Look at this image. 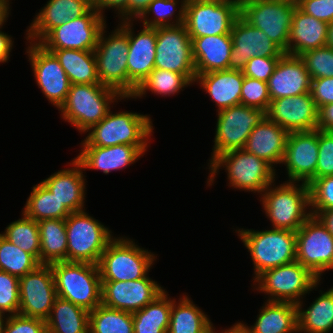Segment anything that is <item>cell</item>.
Instances as JSON below:
<instances>
[{
	"mask_svg": "<svg viewBox=\"0 0 333 333\" xmlns=\"http://www.w3.org/2000/svg\"><path fill=\"white\" fill-rule=\"evenodd\" d=\"M3 333H47L46 321L21 314L9 315Z\"/></svg>",
	"mask_w": 333,
	"mask_h": 333,
	"instance_id": "50",
	"label": "cell"
},
{
	"mask_svg": "<svg viewBox=\"0 0 333 333\" xmlns=\"http://www.w3.org/2000/svg\"><path fill=\"white\" fill-rule=\"evenodd\" d=\"M5 22L0 26V64H5L8 62L10 58V53L13 49L14 39L8 33L2 31L3 25L5 26Z\"/></svg>",
	"mask_w": 333,
	"mask_h": 333,
	"instance_id": "56",
	"label": "cell"
},
{
	"mask_svg": "<svg viewBox=\"0 0 333 333\" xmlns=\"http://www.w3.org/2000/svg\"><path fill=\"white\" fill-rule=\"evenodd\" d=\"M238 238L250 253L253 280L269 269L296 261V232L285 229L255 230L239 227Z\"/></svg>",
	"mask_w": 333,
	"mask_h": 333,
	"instance_id": "5",
	"label": "cell"
},
{
	"mask_svg": "<svg viewBox=\"0 0 333 333\" xmlns=\"http://www.w3.org/2000/svg\"><path fill=\"white\" fill-rule=\"evenodd\" d=\"M155 68L196 79L192 40L184 24L156 28Z\"/></svg>",
	"mask_w": 333,
	"mask_h": 333,
	"instance_id": "15",
	"label": "cell"
},
{
	"mask_svg": "<svg viewBox=\"0 0 333 333\" xmlns=\"http://www.w3.org/2000/svg\"><path fill=\"white\" fill-rule=\"evenodd\" d=\"M129 0H101V15L105 16V10L113 9L117 15L128 5Z\"/></svg>",
	"mask_w": 333,
	"mask_h": 333,
	"instance_id": "57",
	"label": "cell"
},
{
	"mask_svg": "<svg viewBox=\"0 0 333 333\" xmlns=\"http://www.w3.org/2000/svg\"><path fill=\"white\" fill-rule=\"evenodd\" d=\"M319 296L309 307L303 300L297 304L298 333H329L333 330V286L319 289Z\"/></svg>",
	"mask_w": 333,
	"mask_h": 333,
	"instance_id": "34",
	"label": "cell"
},
{
	"mask_svg": "<svg viewBox=\"0 0 333 333\" xmlns=\"http://www.w3.org/2000/svg\"><path fill=\"white\" fill-rule=\"evenodd\" d=\"M120 111V112H119ZM112 112L85 132L81 146L109 147L114 145L150 146L154 134L150 115L130 111ZM153 133V134H152Z\"/></svg>",
	"mask_w": 333,
	"mask_h": 333,
	"instance_id": "4",
	"label": "cell"
},
{
	"mask_svg": "<svg viewBox=\"0 0 333 333\" xmlns=\"http://www.w3.org/2000/svg\"><path fill=\"white\" fill-rule=\"evenodd\" d=\"M328 23L306 14L298 6L292 18L288 54L300 56L306 51L326 46Z\"/></svg>",
	"mask_w": 333,
	"mask_h": 333,
	"instance_id": "32",
	"label": "cell"
},
{
	"mask_svg": "<svg viewBox=\"0 0 333 333\" xmlns=\"http://www.w3.org/2000/svg\"><path fill=\"white\" fill-rule=\"evenodd\" d=\"M122 96L117 90L103 84H71L65 102L58 109L65 122L85 134L93 125L99 123Z\"/></svg>",
	"mask_w": 333,
	"mask_h": 333,
	"instance_id": "2",
	"label": "cell"
},
{
	"mask_svg": "<svg viewBox=\"0 0 333 333\" xmlns=\"http://www.w3.org/2000/svg\"><path fill=\"white\" fill-rule=\"evenodd\" d=\"M19 314L46 321L57 297L49 264H40L19 278Z\"/></svg>",
	"mask_w": 333,
	"mask_h": 333,
	"instance_id": "18",
	"label": "cell"
},
{
	"mask_svg": "<svg viewBox=\"0 0 333 333\" xmlns=\"http://www.w3.org/2000/svg\"><path fill=\"white\" fill-rule=\"evenodd\" d=\"M310 93L318 110L333 103V77L311 79Z\"/></svg>",
	"mask_w": 333,
	"mask_h": 333,
	"instance_id": "53",
	"label": "cell"
},
{
	"mask_svg": "<svg viewBox=\"0 0 333 333\" xmlns=\"http://www.w3.org/2000/svg\"><path fill=\"white\" fill-rule=\"evenodd\" d=\"M156 259L154 252L140 247L133 238L115 236L97 265L101 281H130L149 274Z\"/></svg>",
	"mask_w": 333,
	"mask_h": 333,
	"instance_id": "6",
	"label": "cell"
},
{
	"mask_svg": "<svg viewBox=\"0 0 333 333\" xmlns=\"http://www.w3.org/2000/svg\"><path fill=\"white\" fill-rule=\"evenodd\" d=\"M186 1L187 0H153L137 21L138 23H143L142 26L150 28L184 24ZM151 14L154 17L151 16L149 18Z\"/></svg>",
	"mask_w": 333,
	"mask_h": 333,
	"instance_id": "42",
	"label": "cell"
},
{
	"mask_svg": "<svg viewBox=\"0 0 333 333\" xmlns=\"http://www.w3.org/2000/svg\"><path fill=\"white\" fill-rule=\"evenodd\" d=\"M90 7L96 8L101 13V0H84Z\"/></svg>",
	"mask_w": 333,
	"mask_h": 333,
	"instance_id": "63",
	"label": "cell"
},
{
	"mask_svg": "<svg viewBox=\"0 0 333 333\" xmlns=\"http://www.w3.org/2000/svg\"><path fill=\"white\" fill-rule=\"evenodd\" d=\"M72 168L54 172L41 183L71 212L85 209L86 176L82 165L75 159L67 162Z\"/></svg>",
	"mask_w": 333,
	"mask_h": 333,
	"instance_id": "26",
	"label": "cell"
},
{
	"mask_svg": "<svg viewBox=\"0 0 333 333\" xmlns=\"http://www.w3.org/2000/svg\"><path fill=\"white\" fill-rule=\"evenodd\" d=\"M193 84L182 74L169 70L157 69L148 75L142 84L136 89V92L129 96V99H141L147 92L169 97L184 91L186 87Z\"/></svg>",
	"mask_w": 333,
	"mask_h": 333,
	"instance_id": "40",
	"label": "cell"
},
{
	"mask_svg": "<svg viewBox=\"0 0 333 333\" xmlns=\"http://www.w3.org/2000/svg\"><path fill=\"white\" fill-rule=\"evenodd\" d=\"M316 178L333 176V132L318 129Z\"/></svg>",
	"mask_w": 333,
	"mask_h": 333,
	"instance_id": "49",
	"label": "cell"
},
{
	"mask_svg": "<svg viewBox=\"0 0 333 333\" xmlns=\"http://www.w3.org/2000/svg\"><path fill=\"white\" fill-rule=\"evenodd\" d=\"M240 16L251 26L262 30L284 53L288 54V41L292 18L297 3L290 0H244Z\"/></svg>",
	"mask_w": 333,
	"mask_h": 333,
	"instance_id": "11",
	"label": "cell"
},
{
	"mask_svg": "<svg viewBox=\"0 0 333 333\" xmlns=\"http://www.w3.org/2000/svg\"><path fill=\"white\" fill-rule=\"evenodd\" d=\"M310 208L313 216L333 209V176L314 179L309 184Z\"/></svg>",
	"mask_w": 333,
	"mask_h": 333,
	"instance_id": "46",
	"label": "cell"
},
{
	"mask_svg": "<svg viewBox=\"0 0 333 333\" xmlns=\"http://www.w3.org/2000/svg\"><path fill=\"white\" fill-rule=\"evenodd\" d=\"M239 16L240 5L234 0H187L184 25L191 40L207 35L231 34Z\"/></svg>",
	"mask_w": 333,
	"mask_h": 333,
	"instance_id": "12",
	"label": "cell"
},
{
	"mask_svg": "<svg viewBox=\"0 0 333 333\" xmlns=\"http://www.w3.org/2000/svg\"><path fill=\"white\" fill-rule=\"evenodd\" d=\"M207 186L214 185L220 169L227 173L229 188L262 194V192L277 180L276 169L267 161L256 155L236 149L218 155L209 165Z\"/></svg>",
	"mask_w": 333,
	"mask_h": 333,
	"instance_id": "1",
	"label": "cell"
},
{
	"mask_svg": "<svg viewBox=\"0 0 333 333\" xmlns=\"http://www.w3.org/2000/svg\"><path fill=\"white\" fill-rule=\"evenodd\" d=\"M297 6L318 20L327 23L333 21V0H300Z\"/></svg>",
	"mask_w": 333,
	"mask_h": 333,
	"instance_id": "52",
	"label": "cell"
},
{
	"mask_svg": "<svg viewBox=\"0 0 333 333\" xmlns=\"http://www.w3.org/2000/svg\"><path fill=\"white\" fill-rule=\"evenodd\" d=\"M290 1H293V2L297 3V2H299L300 0H290Z\"/></svg>",
	"mask_w": 333,
	"mask_h": 333,
	"instance_id": "65",
	"label": "cell"
},
{
	"mask_svg": "<svg viewBox=\"0 0 333 333\" xmlns=\"http://www.w3.org/2000/svg\"><path fill=\"white\" fill-rule=\"evenodd\" d=\"M276 185L275 181L259 195L263 212L271 228L296 232L312 215L309 185L287 181Z\"/></svg>",
	"mask_w": 333,
	"mask_h": 333,
	"instance_id": "3",
	"label": "cell"
},
{
	"mask_svg": "<svg viewBox=\"0 0 333 333\" xmlns=\"http://www.w3.org/2000/svg\"><path fill=\"white\" fill-rule=\"evenodd\" d=\"M153 0H129L128 5L116 16L120 22L135 21L143 15Z\"/></svg>",
	"mask_w": 333,
	"mask_h": 333,
	"instance_id": "54",
	"label": "cell"
},
{
	"mask_svg": "<svg viewBox=\"0 0 333 333\" xmlns=\"http://www.w3.org/2000/svg\"><path fill=\"white\" fill-rule=\"evenodd\" d=\"M89 333H134L132 313L101 303L89 312Z\"/></svg>",
	"mask_w": 333,
	"mask_h": 333,
	"instance_id": "41",
	"label": "cell"
},
{
	"mask_svg": "<svg viewBox=\"0 0 333 333\" xmlns=\"http://www.w3.org/2000/svg\"><path fill=\"white\" fill-rule=\"evenodd\" d=\"M65 223L67 261L98 264L105 248L115 238L109 227L86 210L70 213Z\"/></svg>",
	"mask_w": 333,
	"mask_h": 333,
	"instance_id": "9",
	"label": "cell"
},
{
	"mask_svg": "<svg viewBox=\"0 0 333 333\" xmlns=\"http://www.w3.org/2000/svg\"><path fill=\"white\" fill-rule=\"evenodd\" d=\"M45 50L56 57L71 84H100L94 51L76 49Z\"/></svg>",
	"mask_w": 333,
	"mask_h": 333,
	"instance_id": "35",
	"label": "cell"
},
{
	"mask_svg": "<svg viewBox=\"0 0 333 333\" xmlns=\"http://www.w3.org/2000/svg\"><path fill=\"white\" fill-rule=\"evenodd\" d=\"M183 293L172 299L167 333H212L216 328L210 317Z\"/></svg>",
	"mask_w": 333,
	"mask_h": 333,
	"instance_id": "33",
	"label": "cell"
},
{
	"mask_svg": "<svg viewBox=\"0 0 333 333\" xmlns=\"http://www.w3.org/2000/svg\"><path fill=\"white\" fill-rule=\"evenodd\" d=\"M133 23H118L128 33V96H132L154 70L156 54V28L142 26L143 29L136 34Z\"/></svg>",
	"mask_w": 333,
	"mask_h": 333,
	"instance_id": "21",
	"label": "cell"
},
{
	"mask_svg": "<svg viewBox=\"0 0 333 333\" xmlns=\"http://www.w3.org/2000/svg\"><path fill=\"white\" fill-rule=\"evenodd\" d=\"M91 8L84 0H48L28 26L25 38L39 43L53 28L68 19L82 17Z\"/></svg>",
	"mask_w": 333,
	"mask_h": 333,
	"instance_id": "27",
	"label": "cell"
},
{
	"mask_svg": "<svg viewBox=\"0 0 333 333\" xmlns=\"http://www.w3.org/2000/svg\"><path fill=\"white\" fill-rule=\"evenodd\" d=\"M318 151V129L290 132L281 162V167L286 166L287 182L309 185L316 179Z\"/></svg>",
	"mask_w": 333,
	"mask_h": 333,
	"instance_id": "20",
	"label": "cell"
},
{
	"mask_svg": "<svg viewBox=\"0 0 333 333\" xmlns=\"http://www.w3.org/2000/svg\"><path fill=\"white\" fill-rule=\"evenodd\" d=\"M289 132L266 116L252 130L243 149L264 159L274 168L281 164Z\"/></svg>",
	"mask_w": 333,
	"mask_h": 333,
	"instance_id": "28",
	"label": "cell"
},
{
	"mask_svg": "<svg viewBox=\"0 0 333 333\" xmlns=\"http://www.w3.org/2000/svg\"><path fill=\"white\" fill-rule=\"evenodd\" d=\"M271 100L267 82L244 76L241 92V104L267 111Z\"/></svg>",
	"mask_w": 333,
	"mask_h": 333,
	"instance_id": "47",
	"label": "cell"
},
{
	"mask_svg": "<svg viewBox=\"0 0 333 333\" xmlns=\"http://www.w3.org/2000/svg\"><path fill=\"white\" fill-rule=\"evenodd\" d=\"M106 29L107 24L100 32L94 50L98 79L100 84L128 96V33L119 24L108 36Z\"/></svg>",
	"mask_w": 333,
	"mask_h": 333,
	"instance_id": "10",
	"label": "cell"
},
{
	"mask_svg": "<svg viewBox=\"0 0 333 333\" xmlns=\"http://www.w3.org/2000/svg\"><path fill=\"white\" fill-rule=\"evenodd\" d=\"M299 57L311 79L333 77V48L323 46L306 51Z\"/></svg>",
	"mask_w": 333,
	"mask_h": 333,
	"instance_id": "45",
	"label": "cell"
},
{
	"mask_svg": "<svg viewBox=\"0 0 333 333\" xmlns=\"http://www.w3.org/2000/svg\"><path fill=\"white\" fill-rule=\"evenodd\" d=\"M101 283V303L132 314L154 301L166 290L148 274L139 280L101 281Z\"/></svg>",
	"mask_w": 333,
	"mask_h": 333,
	"instance_id": "19",
	"label": "cell"
},
{
	"mask_svg": "<svg viewBox=\"0 0 333 333\" xmlns=\"http://www.w3.org/2000/svg\"><path fill=\"white\" fill-rule=\"evenodd\" d=\"M11 3L6 0H0V26L7 22L9 16L11 15Z\"/></svg>",
	"mask_w": 333,
	"mask_h": 333,
	"instance_id": "59",
	"label": "cell"
},
{
	"mask_svg": "<svg viewBox=\"0 0 333 333\" xmlns=\"http://www.w3.org/2000/svg\"><path fill=\"white\" fill-rule=\"evenodd\" d=\"M9 315L0 311V333L4 332V327Z\"/></svg>",
	"mask_w": 333,
	"mask_h": 333,
	"instance_id": "62",
	"label": "cell"
},
{
	"mask_svg": "<svg viewBox=\"0 0 333 333\" xmlns=\"http://www.w3.org/2000/svg\"><path fill=\"white\" fill-rule=\"evenodd\" d=\"M196 75L229 69L231 34L197 37L192 40Z\"/></svg>",
	"mask_w": 333,
	"mask_h": 333,
	"instance_id": "31",
	"label": "cell"
},
{
	"mask_svg": "<svg viewBox=\"0 0 333 333\" xmlns=\"http://www.w3.org/2000/svg\"><path fill=\"white\" fill-rule=\"evenodd\" d=\"M46 327L47 333H89V311L57 296Z\"/></svg>",
	"mask_w": 333,
	"mask_h": 333,
	"instance_id": "36",
	"label": "cell"
},
{
	"mask_svg": "<svg viewBox=\"0 0 333 333\" xmlns=\"http://www.w3.org/2000/svg\"><path fill=\"white\" fill-rule=\"evenodd\" d=\"M281 57H252L242 70L249 78L267 82Z\"/></svg>",
	"mask_w": 333,
	"mask_h": 333,
	"instance_id": "51",
	"label": "cell"
},
{
	"mask_svg": "<svg viewBox=\"0 0 333 333\" xmlns=\"http://www.w3.org/2000/svg\"><path fill=\"white\" fill-rule=\"evenodd\" d=\"M40 263L0 233V270L21 278Z\"/></svg>",
	"mask_w": 333,
	"mask_h": 333,
	"instance_id": "44",
	"label": "cell"
},
{
	"mask_svg": "<svg viewBox=\"0 0 333 333\" xmlns=\"http://www.w3.org/2000/svg\"><path fill=\"white\" fill-rule=\"evenodd\" d=\"M270 100L311 91V77L299 56L284 54L267 81Z\"/></svg>",
	"mask_w": 333,
	"mask_h": 333,
	"instance_id": "25",
	"label": "cell"
},
{
	"mask_svg": "<svg viewBox=\"0 0 333 333\" xmlns=\"http://www.w3.org/2000/svg\"><path fill=\"white\" fill-rule=\"evenodd\" d=\"M234 1H237L239 4L244 1V0H234Z\"/></svg>",
	"mask_w": 333,
	"mask_h": 333,
	"instance_id": "64",
	"label": "cell"
},
{
	"mask_svg": "<svg viewBox=\"0 0 333 333\" xmlns=\"http://www.w3.org/2000/svg\"><path fill=\"white\" fill-rule=\"evenodd\" d=\"M49 265L58 297L89 312L101 304L102 283L97 264L60 261Z\"/></svg>",
	"mask_w": 333,
	"mask_h": 333,
	"instance_id": "7",
	"label": "cell"
},
{
	"mask_svg": "<svg viewBox=\"0 0 333 333\" xmlns=\"http://www.w3.org/2000/svg\"><path fill=\"white\" fill-rule=\"evenodd\" d=\"M167 290L141 310L134 312V333H167L170 321L172 298Z\"/></svg>",
	"mask_w": 333,
	"mask_h": 333,
	"instance_id": "38",
	"label": "cell"
},
{
	"mask_svg": "<svg viewBox=\"0 0 333 333\" xmlns=\"http://www.w3.org/2000/svg\"><path fill=\"white\" fill-rule=\"evenodd\" d=\"M37 223L40 236V264L67 261L65 219H44Z\"/></svg>",
	"mask_w": 333,
	"mask_h": 333,
	"instance_id": "37",
	"label": "cell"
},
{
	"mask_svg": "<svg viewBox=\"0 0 333 333\" xmlns=\"http://www.w3.org/2000/svg\"><path fill=\"white\" fill-rule=\"evenodd\" d=\"M326 46L333 48V21L328 23Z\"/></svg>",
	"mask_w": 333,
	"mask_h": 333,
	"instance_id": "61",
	"label": "cell"
},
{
	"mask_svg": "<svg viewBox=\"0 0 333 333\" xmlns=\"http://www.w3.org/2000/svg\"><path fill=\"white\" fill-rule=\"evenodd\" d=\"M296 261L322 281L325 271L333 270V235L316 216L296 231Z\"/></svg>",
	"mask_w": 333,
	"mask_h": 333,
	"instance_id": "14",
	"label": "cell"
},
{
	"mask_svg": "<svg viewBox=\"0 0 333 333\" xmlns=\"http://www.w3.org/2000/svg\"><path fill=\"white\" fill-rule=\"evenodd\" d=\"M322 223L327 227L328 231L333 235V209L322 211L317 216Z\"/></svg>",
	"mask_w": 333,
	"mask_h": 333,
	"instance_id": "58",
	"label": "cell"
},
{
	"mask_svg": "<svg viewBox=\"0 0 333 333\" xmlns=\"http://www.w3.org/2000/svg\"><path fill=\"white\" fill-rule=\"evenodd\" d=\"M19 278L0 270V311L19 314Z\"/></svg>",
	"mask_w": 333,
	"mask_h": 333,
	"instance_id": "48",
	"label": "cell"
},
{
	"mask_svg": "<svg viewBox=\"0 0 333 333\" xmlns=\"http://www.w3.org/2000/svg\"><path fill=\"white\" fill-rule=\"evenodd\" d=\"M26 55L34 74L35 82L45 98L57 109L65 102L70 81L56 57L38 43L26 42Z\"/></svg>",
	"mask_w": 333,
	"mask_h": 333,
	"instance_id": "17",
	"label": "cell"
},
{
	"mask_svg": "<svg viewBox=\"0 0 333 333\" xmlns=\"http://www.w3.org/2000/svg\"><path fill=\"white\" fill-rule=\"evenodd\" d=\"M252 282L255 291L265 294V297L268 295L265 301L295 304L305 300L307 293L309 295L321 285V280L298 261L264 271Z\"/></svg>",
	"mask_w": 333,
	"mask_h": 333,
	"instance_id": "8",
	"label": "cell"
},
{
	"mask_svg": "<svg viewBox=\"0 0 333 333\" xmlns=\"http://www.w3.org/2000/svg\"><path fill=\"white\" fill-rule=\"evenodd\" d=\"M212 333H244L236 323L232 324V326L228 329L226 328L225 330L224 329H221L220 332L217 331V329H214Z\"/></svg>",
	"mask_w": 333,
	"mask_h": 333,
	"instance_id": "60",
	"label": "cell"
},
{
	"mask_svg": "<svg viewBox=\"0 0 333 333\" xmlns=\"http://www.w3.org/2000/svg\"><path fill=\"white\" fill-rule=\"evenodd\" d=\"M243 72L221 70L196 75V83L207 93L215 105L216 112L241 104Z\"/></svg>",
	"mask_w": 333,
	"mask_h": 333,
	"instance_id": "30",
	"label": "cell"
},
{
	"mask_svg": "<svg viewBox=\"0 0 333 333\" xmlns=\"http://www.w3.org/2000/svg\"><path fill=\"white\" fill-rule=\"evenodd\" d=\"M22 212L36 222L44 219H65L70 211L41 182L32 186Z\"/></svg>",
	"mask_w": 333,
	"mask_h": 333,
	"instance_id": "39",
	"label": "cell"
},
{
	"mask_svg": "<svg viewBox=\"0 0 333 333\" xmlns=\"http://www.w3.org/2000/svg\"><path fill=\"white\" fill-rule=\"evenodd\" d=\"M258 313L253 325L243 321L236 324L244 333H298L297 304L264 301Z\"/></svg>",
	"mask_w": 333,
	"mask_h": 333,
	"instance_id": "29",
	"label": "cell"
},
{
	"mask_svg": "<svg viewBox=\"0 0 333 333\" xmlns=\"http://www.w3.org/2000/svg\"><path fill=\"white\" fill-rule=\"evenodd\" d=\"M318 108L311 93L272 100L265 115L290 132L318 129Z\"/></svg>",
	"mask_w": 333,
	"mask_h": 333,
	"instance_id": "23",
	"label": "cell"
},
{
	"mask_svg": "<svg viewBox=\"0 0 333 333\" xmlns=\"http://www.w3.org/2000/svg\"><path fill=\"white\" fill-rule=\"evenodd\" d=\"M105 19L96 8H91L82 17L68 19L53 28L38 44L44 49L94 51L99 34L106 25Z\"/></svg>",
	"mask_w": 333,
	"mask_h": 333,
	"instance_id": "16",
	"label": "cell"
},
{
	"mask_svg": "<svg viewBox=\"0 0 333 333\" xmlns=\"http://www.w3.org/2000/svg\"><path fill=\"white\" fill-rule=\"evenodd\" d=\"M216 114L214 145L208 165L218 155L243 149L254 127L266 116L263 110L242 104L223 109Z\"/></svg>",
	"mask_w": 333,
	"mask_h": 333,
	"instance_id": "13",
	"label": "cell"
},
{
	"mask_svg": "<svg viewBox=\"0 0 333 333\" xmlns=\"http://www.w3.org/2000/svg\"><path fill=\"white\" fill-rule=\"evenodd\" d=\"M231 38L229 70L242 71L252 57H282L285 54L266 33L251 26L241 16L233 24Z\"/></svg>",
	"mask_w": 333,
	"mask_h": 333,
	"instance_id": "22",
	"label": "cell"
},
{
	"mask_svg": "<svg viewBox=\"0 0 333 333\" xmlns=\"http://www.w3.org/2000/svg\"><path fill=\"white\" fill-rule=\"evenodd\" d=\"M149 146L114 145L109 147L81 146L74 157L86 171L100 170L105 175L129 167L144 156Z\"/></svg>",
	"mask_w": 333,
	"mask_h": 333,
	"instance_id": "24",
	"label": "cell"
},
{
	"mask_svg": "<svg viewBox=\"0 0 333 333\" xmlns=\"http://www.w3.org/2000/svg\"><path fill=\"white\" fill-rule=\"evenodd\" d=\"M318 129L333 132V103L324 105L319 109Z\"/></svg>",
	"mask_w": 333,
	"mask_h": 333,
	"instance_id": "55",
	"label": "cell"
},
{
	"mask_svg": "<svg viewBox=\"0 0 333 333\" xmlns=\"http://www.w3.org/2000/svg\"><path fill=\"white\" fill-rule=\"evenodd\" d=\"M1 234L12 244L31 254L40 263V236L38 223L23 212L21 218L11 222Z\"/></svg>",
	"mask_w": 333,
	"mask_h": 333,
	"instance_id": "43",
	"label": "cell"
}]
</instances>
